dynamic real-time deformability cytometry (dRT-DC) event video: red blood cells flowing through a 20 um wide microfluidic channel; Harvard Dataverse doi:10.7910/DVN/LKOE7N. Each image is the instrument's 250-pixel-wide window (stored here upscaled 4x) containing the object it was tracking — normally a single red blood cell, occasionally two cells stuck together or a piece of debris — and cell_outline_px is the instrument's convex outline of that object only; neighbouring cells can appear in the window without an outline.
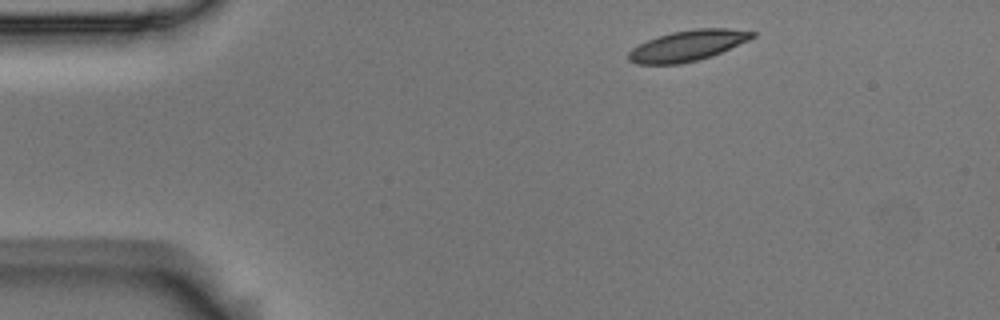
{"species": "Egyptian fruit bat (a non-hibernating species)", "species_latin": "Rousettus aegyptiacus", "temperature_condition": "room temperature", "stored_images_in_passage": 4, "segment_of_instrument_passage": [1, 2], "camera_frame_rate_fps": 3000, "um_per_image_px": 0.085, "animal": {"sex": "male"}, "frame": {"image": 1, "passage_image": 1, "time_ms": 0.0, "image_size_px": [1000, 320], "cell_outline_px": [[756, 36], [748, 40], [712, 56], [680, 64], [636, 64], [628, 60], [628, 52], [632, 48], [648, 40], [672, 32], [696, 28], [728, 28], [756, 32]], "centroid_in_image_um": [58.45, 3.88], "position_along_channel_um": 26.6, "area_um2": 21.96}}